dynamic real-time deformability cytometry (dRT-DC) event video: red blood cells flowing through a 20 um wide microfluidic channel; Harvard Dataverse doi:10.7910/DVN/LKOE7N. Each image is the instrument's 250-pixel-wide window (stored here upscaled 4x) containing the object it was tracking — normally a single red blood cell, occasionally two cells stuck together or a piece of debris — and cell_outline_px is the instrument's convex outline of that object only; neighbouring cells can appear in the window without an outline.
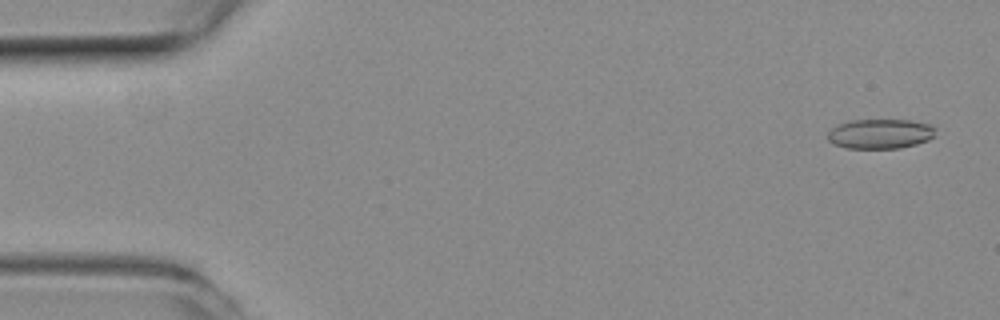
{"species": "common noctule bat (a hibernating species)", "species_latin": "Nyctalus noctula", "temperature_condition": "room temperature", "stored_images_in_passage": 16, "camera_frame_rate_fps": 3000, "um_per_image_px": 0.085, "animal": {"sex": "female", "body_mass_g": 19.3, "forearm_length_mm": 54.1}, "frame": {"image": 1, "passage_image": 3, "time_ms": 0.667, "image_size_px": [1000, 320], "cell_outline_px": [[936, 128], [932, 136], [928, 140], [916, 144], [900, 148], [848, 148], [832, 144], [828, 140], [828, 132], [832, 128], [848, 120], [908, 120], [928, 124]], "centroid_in_image_um": [74.79, 11.37], "position_along_channel_um": 10.2, "area_um2": 18.55}}